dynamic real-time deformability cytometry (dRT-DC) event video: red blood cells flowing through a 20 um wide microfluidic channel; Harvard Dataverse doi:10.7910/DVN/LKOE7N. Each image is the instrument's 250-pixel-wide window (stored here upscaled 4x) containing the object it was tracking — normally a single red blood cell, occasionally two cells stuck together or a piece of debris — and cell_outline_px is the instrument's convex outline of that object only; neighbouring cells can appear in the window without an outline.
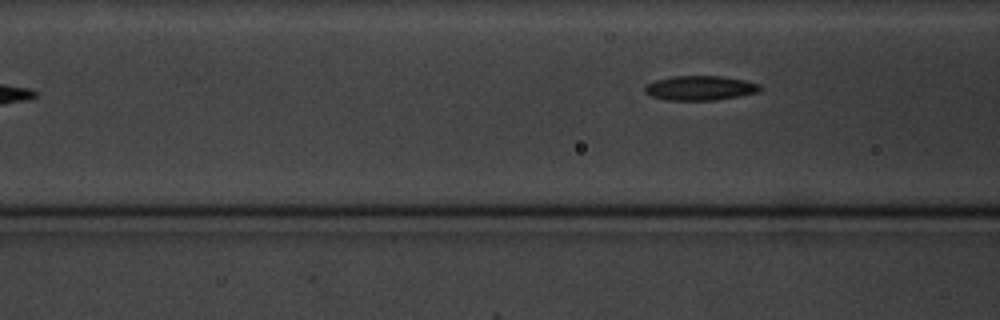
{"species": "common noctule bat (a hibernating species)", "species_latin": "Nyctalus noctula", "temperature_condition": "cold", "stored_images_in_passage": 4, "segment_of_instrument_passage": [2, 2], "camera_frame_rate_fps": 3000, "um_per_image_px": 0.085, "animal": {"sex": "male", "body_mass_g": 20.1, "forearm_length_mm": 53.5}, "frame": {"image": 1, "passage_image": 4, "time_ms": 4.333, "image_size_px": [1000, 320], "cell_outline_px": [[764, 88], [760, 92], [740, 96], [712, 100], [668, 100], [652, 96], [644, 92], [644, 88], [648, 84], [656, 80], [672, 76], [720, 76], [744, 80], [760, 84]], "centroid_in_image_um": [59.56, 7.48], "position_along_channel_um": 107.0, "area_um2": 16.47}}